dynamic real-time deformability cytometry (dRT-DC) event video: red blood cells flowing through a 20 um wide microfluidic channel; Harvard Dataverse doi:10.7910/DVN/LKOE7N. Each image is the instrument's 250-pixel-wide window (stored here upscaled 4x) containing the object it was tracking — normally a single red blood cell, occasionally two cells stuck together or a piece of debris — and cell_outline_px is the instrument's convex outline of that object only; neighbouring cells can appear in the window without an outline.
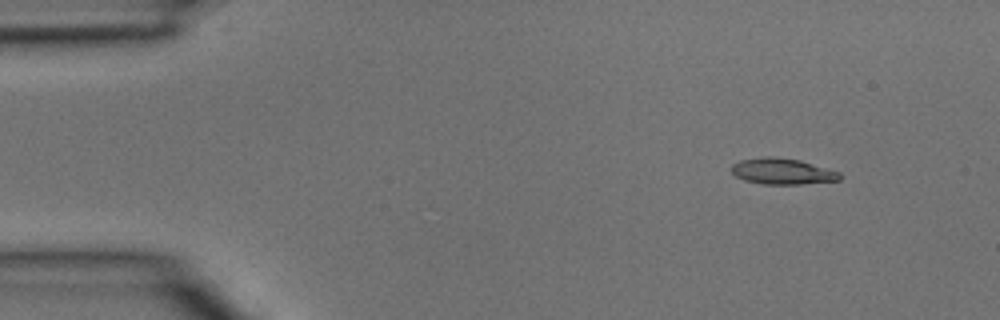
{"species": "common noctule bat (a hibernating species)", "species_latin": "Nyctalus noctula", "temperature_condition": "room temperature", "stored_images_in_passage": 3, "camera_frame_rate_fps": 3000, "um_per_image_px": 0.085, "animal": {"sex": "male", "body_mass_g": 15.6}, "frame": {"image": 1, "passage_image": 1, "time_ms": 0.0, "image_size_px": [1000, 320], "cell_outline_px": [[840, 180], [800, 184], [764, 184], [744, 180], [736, 176], [732, 172], [732, 164], [740, 160], [764, 156], [772, 156], [800, 160], [840, 172]], "centroid_in_image_um": [66.48, 14.56], "position_along_channel_um": 18.5, "area_um2": 16.36}}
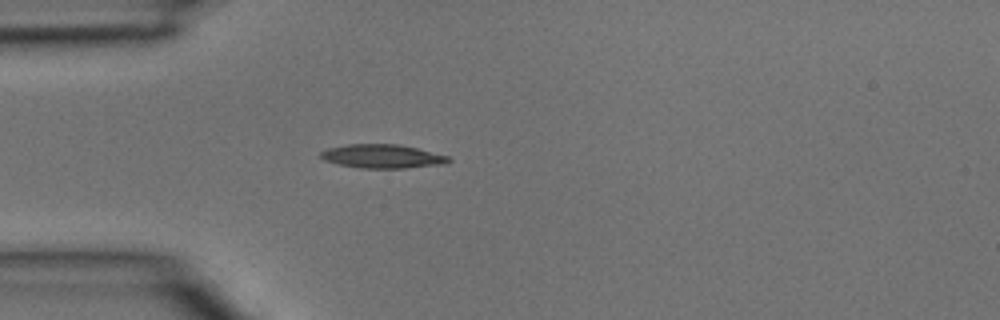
{"frame": {"image": 2, "passage_image": 3, "time_ms": 0.667, "image_size_px": [1000, 320], "cell_outline_px": [[452, 160], [444, 164], [404, 168], [360, 168], [340, 164], [324, 160], [320, 156], [320, 152], [328, 148], [348, 144], [396, 144], [416, 148], [448, 156]], "centroid_in_image_um": [32.49, 13.28], "position_along_channel_um": 52.5, "area_um2": 17.51}}